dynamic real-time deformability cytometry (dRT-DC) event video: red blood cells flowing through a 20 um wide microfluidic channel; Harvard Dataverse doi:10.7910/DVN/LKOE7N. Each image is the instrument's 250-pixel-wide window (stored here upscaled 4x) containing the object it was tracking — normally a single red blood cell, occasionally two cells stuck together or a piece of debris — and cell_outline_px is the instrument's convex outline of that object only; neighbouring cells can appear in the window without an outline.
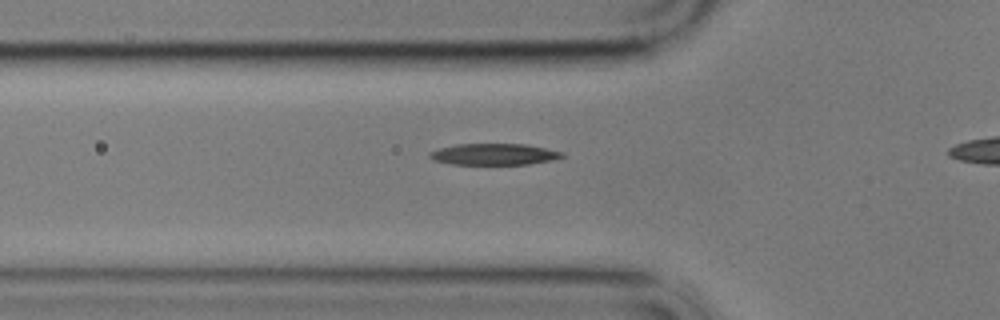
{"species": "common noctule bat (a hibernating species)", "species_latin": "Nyctalus noctula", "temperature_condition": "cold", "stored_images_in_passage": 38, "camera_frame_rate_fps": 3000, "um_per_image_px": 0.085, "animal": {"sex": "male", "body_mass_g": 17.9}, "frame": {"image": 1, "passage_image": 10, "time_ms": 3.0, "image_size_px": [1000, 320], "cell_outline_px": [[564, 156], [552, 160], [528, 164], [452, 164], [432, 160], [428, 156], [428, 152], [440, 148], [456, 144], [524, 144], [564, 152]], "centroid_in_image_um": [41.95, 13.11], "position_along_channel_um": 83.8, "area_um2": 16.42}}
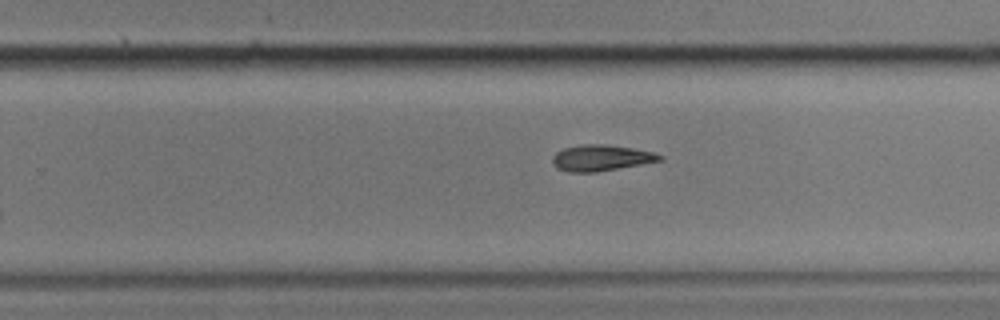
{"frame": {"image": 2, "passage_image": 27, "time_ms": 8.667, "image_size_px": [1000, 320], "cell_outline_px": [[664, 160], [596, 172], [568, 172], [556, 168], [552, 164], [552, 156], [556, 152], [564, 148], [580, 144], [604, 144], [632, 148], [652, 152], [664, 156]], "centroid_in_image_um": [51.06, 13.42], "position_along_channel_um": 278.7, "area_um2": 16.36}}
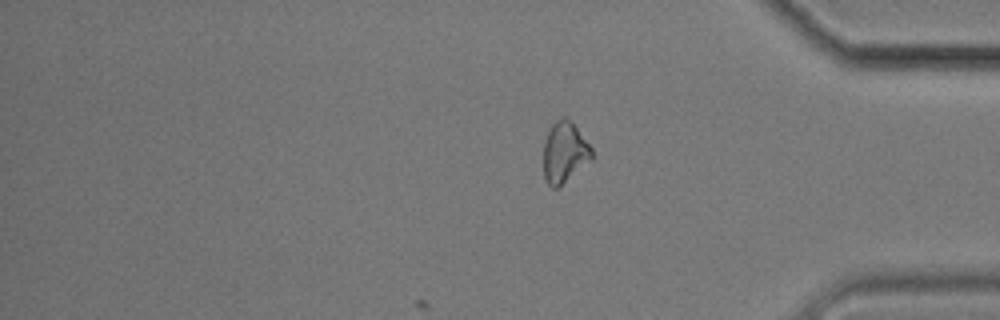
{"frame": {"image": 3, "passage_image": 38, "time_ms": 12.333, "image_size_px": [1000, 320], "cell_outline_px": [[592, 160], [560, 188], [552, 188], [544, 180], [544, 140], [548, 128], [556, 120], [564, 116], [576, 128], [592, 148]], "centroid_in_image_um": [47.97, 13.0], "position_along_channel_um": 387.2, "area_um2": 17.34}, "authors_computed_cell_mechanics": {"area_um2": 16.5886, "velocity_mm_per_s": 3.4253, "shape_relaxation_time_tau1_ms": 3.4253, "shape_relaxation_time_tau2_ms": null, "deformation_change_tau1": 0.1461, "deformation_change_tau2": null}}